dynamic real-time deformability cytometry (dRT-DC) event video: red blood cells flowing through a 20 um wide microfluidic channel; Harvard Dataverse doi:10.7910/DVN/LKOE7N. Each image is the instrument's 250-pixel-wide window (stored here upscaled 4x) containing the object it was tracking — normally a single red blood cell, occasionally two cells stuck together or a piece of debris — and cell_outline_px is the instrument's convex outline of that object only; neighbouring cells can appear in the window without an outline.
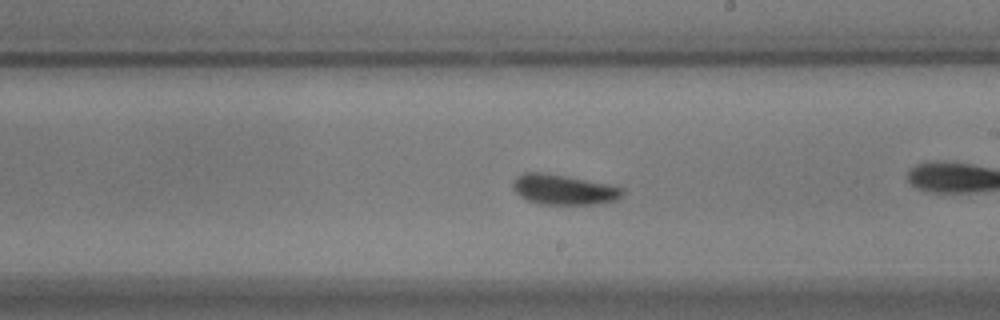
{"species": "common noctule bat (a hibernating species)", "species_latin": "Nyctalus noctula", "temperature_condition": "warm", "stored_images_in_passage": 35, "camera_frame_rate_fps": 3000, "um_per_image_px": 0.085, "animal": {"sex": "male", "body_mass_g": 17.9}, "frame": {"image": 1, "passage_image": 29, "time_ms": 9.333, "image_size_px": [1000, 320], "cell_outline_px": [[624, 192], [616, 200], [600, 204], [540, 204], [528, 200], [520, 196], [512, 188], [512, 184], [516, 176], [524, 172], [540, 172], [564, 176], [608, 184], [624, 188]], "centroid_in_image_um": [47.89, 16.12], "position_along_channel_um": 241.1, "area_um2": 19.13}}